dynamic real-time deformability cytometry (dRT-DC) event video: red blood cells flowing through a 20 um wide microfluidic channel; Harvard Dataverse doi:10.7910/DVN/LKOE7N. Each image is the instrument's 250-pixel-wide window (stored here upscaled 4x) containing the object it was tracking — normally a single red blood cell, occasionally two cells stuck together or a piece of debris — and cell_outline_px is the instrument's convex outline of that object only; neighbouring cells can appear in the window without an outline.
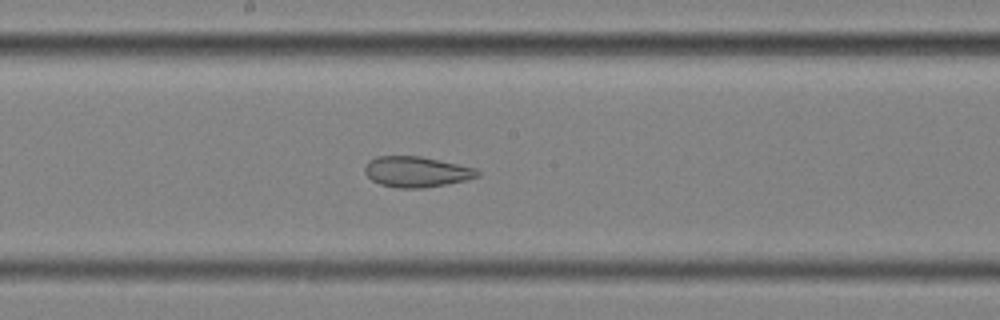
{"species": "common noctule bat (a hibernating species)", "species_latin": "Nyctalus noctula", "temperature_condition": "cold", "stored_images_in_passage": 58, "camera_frame_rate_fps": 3000, "um_per_image_px": 0.085, "animal": {"sex": "female", "body_mass_g": 25.1}, "frame": {"image": 1, "passage_image": 32, "time_ms": 10.333, "image_size_px": [1000, 320], "cell_outline_px": [[480, 176], [448, 184], [420, 188], [396, 188], [380, 184], [372, 180], [364, 172], [364, 168], [368, 160], [376, 156], [420, 156], [476, 168], [480, 172]], "centroid_in_image_um": [35.38, 14.6], "position_along_channel_um": 212.8, "area_um2": 20.11}}
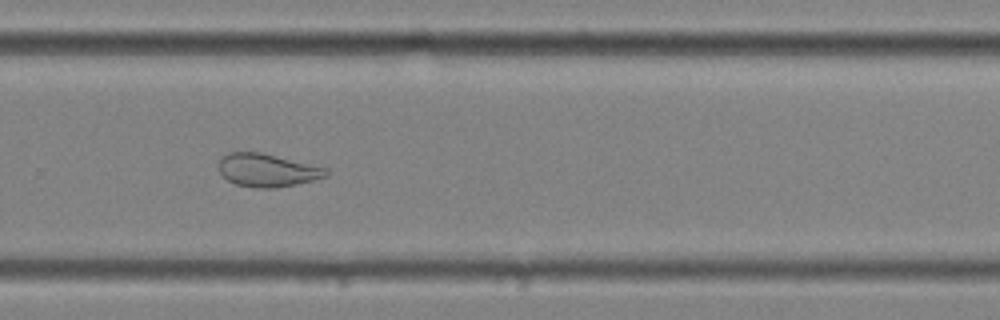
{"frame": {"image": 2, "passage_image": 40, "time_ms": 13.0, "image_size_px": [1000, 320], "cell_outline_px": [[328, 176], [296, 184], [276, 188], [256, 188], [236, 184], [228, 180], [220, 172], [220, 160], [228, 152], [260, 152], [328, 168]], "centroid_in_image_um": [22.74, 14.47], "position_along_channel_um": 307.1, "area_um2": 20.46}}
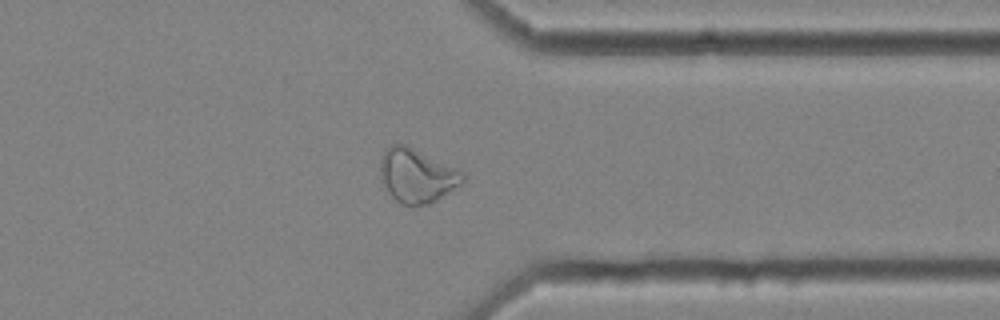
{"frame": {"image": 3, "passage_image": 46, "time_ms": 15.0, "image_size_px": [1000, 320], "cell_outline_px": [[464, 180], [460, 184], [436, 200], [428, 204], [412, 208], [400, 204], [388, 192], [380, 180], [380, 160], [384, 152], [392, 144], [404, 144], [460, 168], [464, 172]], "centroid_in_image_um": [35.43, 14.95], "position_along_channel_um": 376.0, "area_um2": 26.24}, "authors_computed_cell_mechanics": {"area_um2": 28.4954, "velocity_mm_per_s": 3.5446, "shape_relaxation_time_tau1_ms": null, "shape_relaxation_time_tau2_ms": 2.7399, "deformation_change_tau1": null, "deformation_change_tau2": 0.096}}